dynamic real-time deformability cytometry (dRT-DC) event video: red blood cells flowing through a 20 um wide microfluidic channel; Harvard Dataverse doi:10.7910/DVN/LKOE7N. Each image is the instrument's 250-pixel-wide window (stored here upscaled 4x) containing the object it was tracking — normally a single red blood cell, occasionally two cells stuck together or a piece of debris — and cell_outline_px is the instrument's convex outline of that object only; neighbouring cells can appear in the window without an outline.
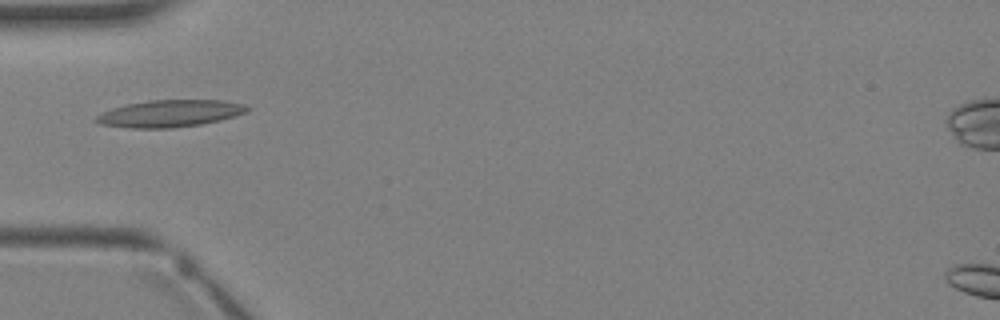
{"species": "Egyptian fruit bat (a non-hibernating species)", "species_latin": "Rousettus aegyptiacus", "temperature_condition": "warm", "stored_images_in_passage": 2, "camera_frame_rate_fps": 3000, "um_per_image_px": 0.085, "animal": {"sex": "female"}, "frame": {"image": 1, "passage_image": 2, "time_ms": 2.0, "image_size_px": [1000, 320], "cell_outline_px": [[252, 108], [248, 112], [236, 116], [204, 124], [172, 128], [128, 128], [100, 124], [96, 120], [96, 116], [112, 108], [128, 104], [148, 100], [224, 100], [244, 104]], "centroid_in_image_um": [14.51, 9.65], "position_along_channel_um": 70.5, "area_um2": 23.93}}